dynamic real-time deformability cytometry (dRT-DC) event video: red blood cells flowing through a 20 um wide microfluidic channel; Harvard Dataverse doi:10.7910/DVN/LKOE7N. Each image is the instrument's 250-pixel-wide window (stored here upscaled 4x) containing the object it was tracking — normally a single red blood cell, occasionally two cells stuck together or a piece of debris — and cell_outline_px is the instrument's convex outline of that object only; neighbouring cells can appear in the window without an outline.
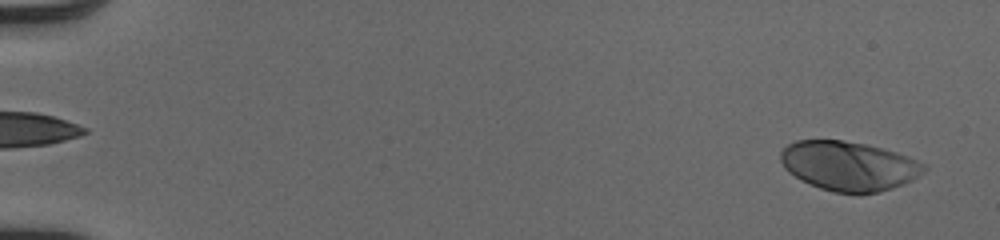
{"species": "human", "species_latin": "Homo sapiens", "temperature_condition": "cold", "stored_images_in_passage": 50, "camera_frame_rate_fps": 3000, "um_per_image_px": 0.085, "donor": {"sex": "male"}, "frame": {"image": 1, "passage_image": 1, "time_ms": 0.0, "image_size_px": [1000, 240], "cell_outline_px": [[928, 168], [924, 172], [912, 180], [904, 184], [880, 192], [836, 192], [820, 188], [800, 180], [788, 172], [784, 168], [780, 160], [780, 152], [788, 144], [796, 140], [844, 140], [864, 144], [896, 152], [908, 156], [924, 164]], "centroid_in_image_um": [72.13, 14.09], "position_along_channel_um": 12.9, "area_um2": 41.1}}
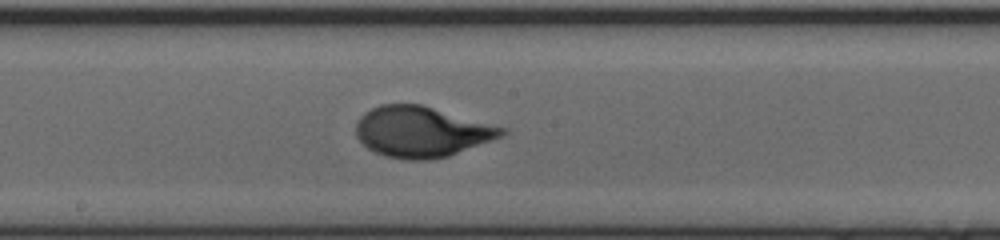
{"frame": {"image": 2, "passage_image": 28, "time_ms": 9.0, "image_size_px": [1000, 240], "cell_outline_px": [[508, 132], [500, 136], [448, 156], [428, 160], [408, 160], [384, 156], [368, 148], [356, 136], [356, 120], [364, 112], [380, 104], [420, 104], [508, 128]], "centroid_in_image_um": [35.8, 11.19], "position_along_channel_um": 212.4, "area_um2": 42.83}}
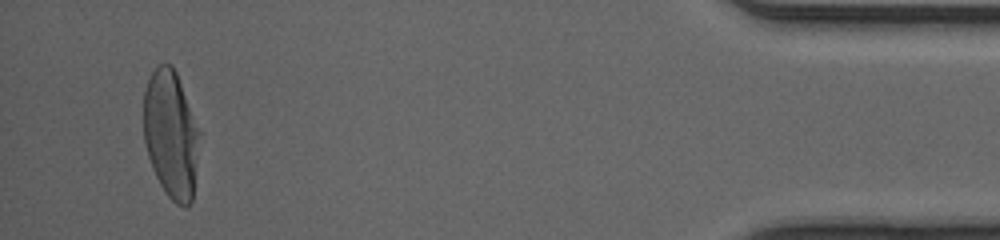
{"frame": {"image": 3, "passage_image": 48, "time_ms": 15.667, "image_size_px": [1000, 240], "cell_outline_px": [[200, 132], [192, 200], [188, 208], [184, 208], [176, 204], [168, 196], [160, 184], [152, 168], [148, 156], [144, 140], [144, 92], [148, 80], [156, 64], [172, 64], [176, 72]], "centroid_in_image_um": [14.52, 11.43], "position_along_channel_um": 420.7, "area_um2": 41.38}, "authors_computed_cell_mechanics": {"area_um2": 41.4715, "velocity_mm_per_s": 4.0966, "shape_relaxation_time_tau1_ms": 3.0656, "shape_relaxation_time_tau2_ms": null, "deformation_change_tau1": 0.1892, "deformation_change_tau2": null}}